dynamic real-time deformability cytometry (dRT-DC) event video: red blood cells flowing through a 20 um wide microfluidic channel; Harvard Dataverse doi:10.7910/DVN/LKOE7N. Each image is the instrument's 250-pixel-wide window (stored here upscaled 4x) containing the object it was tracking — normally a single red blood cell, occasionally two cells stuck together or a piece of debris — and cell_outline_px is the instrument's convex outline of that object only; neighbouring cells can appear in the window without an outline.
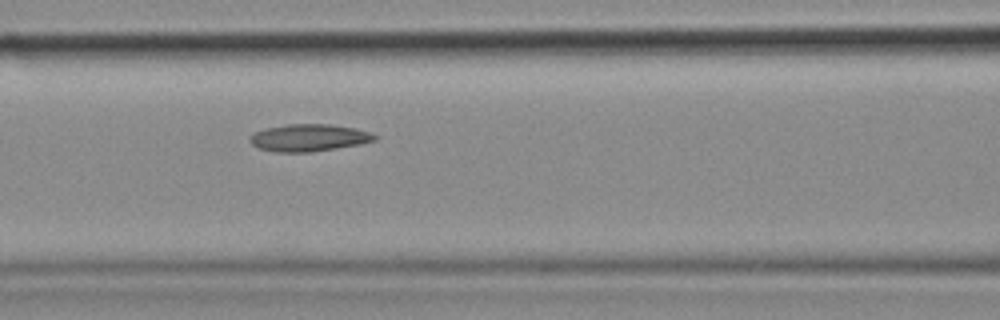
{"species": "common noctule bat (a hibernating species)", "species_latin": "Nyctalus noctula", "temperature_condition": "cold", "stored_images_in_passage": 35, "camera_frame_rate_fps": 3000, "um_per_image_px": 0.085, "animal": {"sex": "female", "body_mass_g": 18.4}, "frame": {"image": 1, "passage_image": 6, "time_ms": 1.667, "image_size_px": [1000, 320], "cell_outline_px": [[380, 136], [376, 140], [360, 144], [336, 148], [308, 152], [276, 152], [260, 148], [252, 144], [248, 140], [256, 132], [264, 128], [288, 124], [328, 124], [356, 128]], "centroid_in_image_um": [26.28, 11.7], "position_along_channel_um": 140.3, "area_um2": 19.65}}
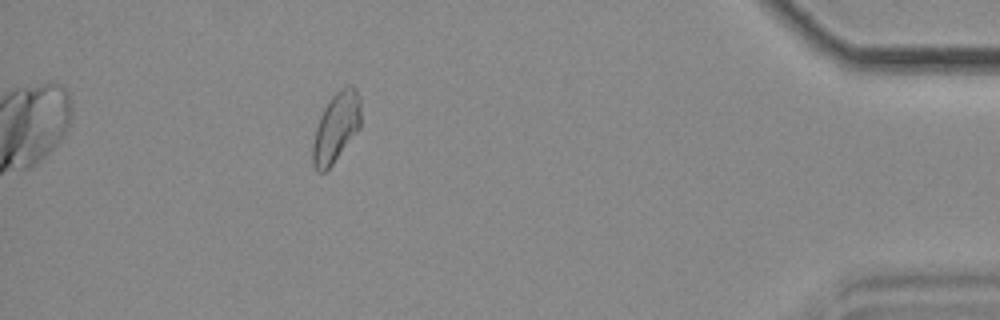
{"frame": {"image": 2, "passage_image": 30, "time_ms": 9.667, "image_size_px": [1000, 320], "cell_outline_px": [[360, 128], [332, 164], [324, 172], [316, 172], [312, 164], [312, 144], [316, 128], [320, 116], [328, 100], [340, 88], [348, 84], [352, 84], [356, 88], [360, 96]], "centroid_in_image_um": [28.56, 10.8], "position_along_channel_um": 406.6, "area_um2": 19.65}}